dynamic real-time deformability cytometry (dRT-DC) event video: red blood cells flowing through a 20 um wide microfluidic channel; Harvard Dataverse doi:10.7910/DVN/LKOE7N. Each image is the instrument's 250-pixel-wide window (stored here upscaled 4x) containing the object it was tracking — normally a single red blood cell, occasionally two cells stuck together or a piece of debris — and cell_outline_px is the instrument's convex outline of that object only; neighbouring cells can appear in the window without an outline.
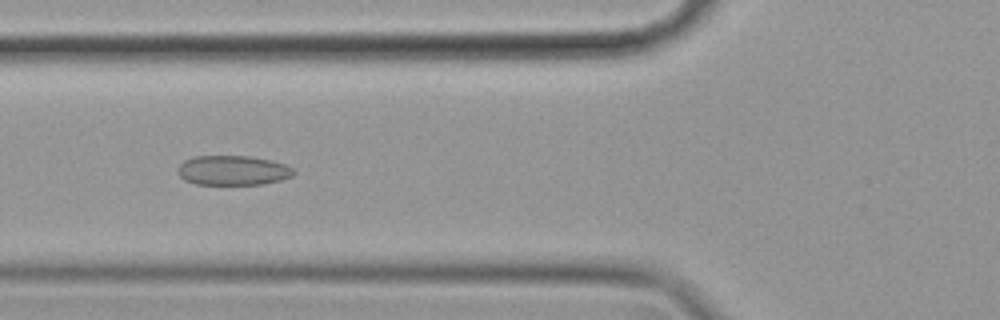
{"species": "common noctule bat (a hibernating species)", "species_latin": "Nyctalus noctula", "temperature_condition": "cold", "stored_images_in_passage": 57, "camera_frame_rate_fps": 3000, "um_per_image_px": 0.085, "animal": {"sex": "female", "body_mass_g": 19.9}, "frame": {"image": 1, "passage_image": 21, "time_ms": 6.667, "image_size_px": [1000, 320], "cell_outline_px": [[296, 172], [292, 176], [280, 180], [260, 184], [196, 184], [184, 180], [176, 172], [176, 168], [184, 160], [192, 156], [248, 156], [272, 160], [284, 164], [292, 168]], "centroid_in_image_um": [19.75, 14.47], "position_along_channel_um": 106.0, "area_um2": 20.11}}
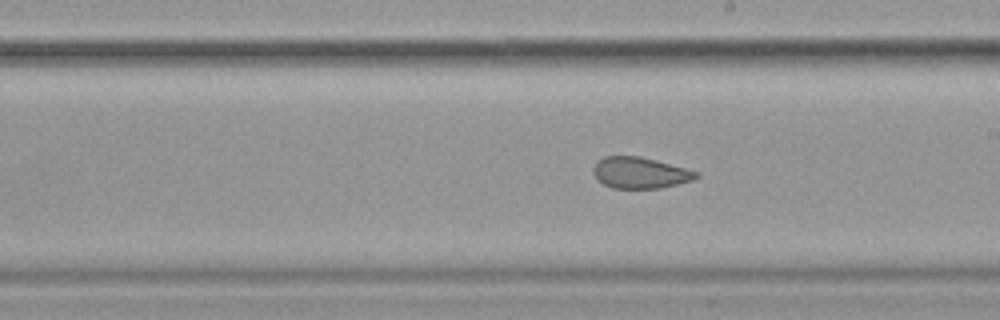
{"frame": {"image": 2, "passage_image": 32, "time_ms": 10.333, "image_size_px": [1000, 320], "cell_outline_px": [[700, 176], [692, 180], [660, 188], [612, 188], [596, 180], [592, 172], [592, 168], [596, 160], [604, 156], [640, 156], [656, 160], [700, 172]], "centroid_in_image_um": [54.36, 14.68], "position_along_channel_um": 234.6, "area_um2": 18.9}}
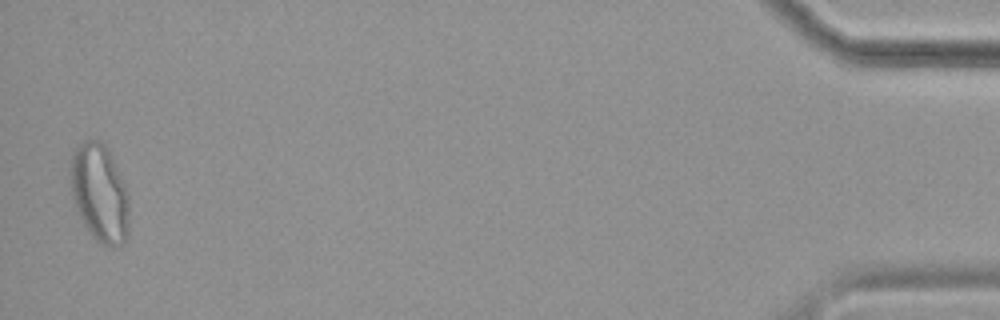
{"frame": {"image": 3, "passage_image": 56, "time_ms": 18.333, "image_size_px": [1000, 320], "cell_outline_px": [[128, 236], [124, 244], [112, 248], [96, 240], [92, 236], [84, 224], [80, 216], [72, 196], [68, 172], [72, 156], [76, 148], [84, 140], [104, 140], [108, 148], [128, 192]], "centroid_in_image_um": [8.46, 16.4], "position_along_channel_um": 426.7, "area_um2": 33.81}, "authors_computed_cell_mechanics": {"area_um2": 23.0044, "velocity_mm_per_s": 3.5146, "shape_relaxation_time_tau1_ms": 9.4389, "shape_relaxation_time_tau2_ms": 1.6987, "deformation_change_tau1": 0.1669, "deformation_change_tau2": 0.0679}}